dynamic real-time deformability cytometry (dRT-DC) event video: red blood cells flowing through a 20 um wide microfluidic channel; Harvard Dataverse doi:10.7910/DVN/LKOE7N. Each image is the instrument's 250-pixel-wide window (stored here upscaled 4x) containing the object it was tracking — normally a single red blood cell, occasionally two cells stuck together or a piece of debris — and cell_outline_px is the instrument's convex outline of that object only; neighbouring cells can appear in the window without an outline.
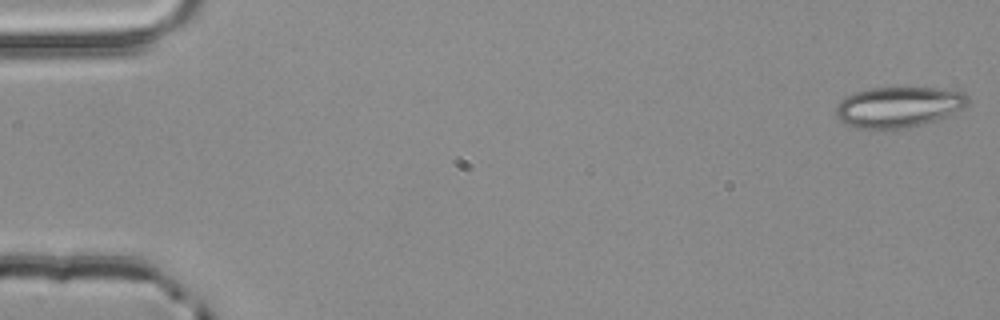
{"species": "common noctule bat (a hibernating species)", "species_latin": "Nyctalus noctula", "temperature_condition": "room temperature", "stored_images_in_passage": 4, "camera_frame_rate_fps": 3000, "um_per_image_px": 0.085, "animal": {"sex": "male", "body_mass_g": 20.4}, "frame": {"image": 1, "passage_image": 1, "time_ms": 0.0, "image_size_px": [1000, 320], "cell_outline_px": [[968, 104], [964, 108], [948, 116], [924, 124], [908, 128], [856, 128], [840, 120], [836, 116], [836, 108], [840, 100], [856, 92], [872, 88], [940, 88], [964, 92], [968, 96]], "centroid_in_image_um": [76.42, 9.09], "position_along_channel_um": 8.6, "area_um2": 31.15}}
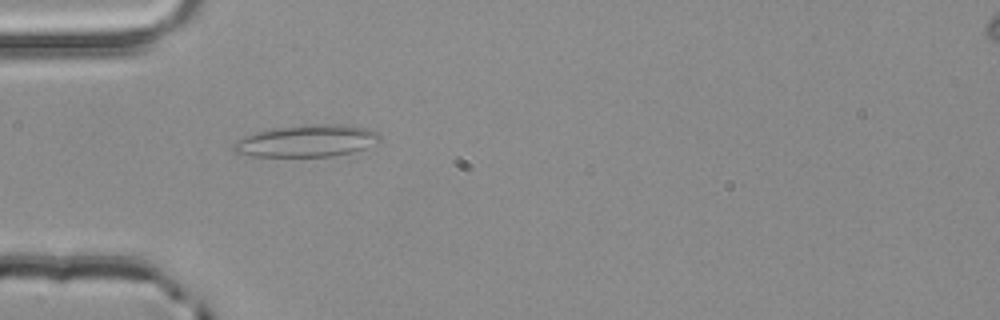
{"frame": {"image": 2, "passage_image": 4, "time_ms": 1.0, "image_size_px": [1000, 320], "cell_outline_px": [[380, 140], [364, 148], [352, 152], [332, 156], [252, 156], [236, 152], [232, 148], [232, 144], [236, 140], [244, 136], [256, 132], [276, 128], [316, 124], [348, 124], [364, 128], [376, 132], [380, 136]], "centroid_in_image_um": [26.06, 11.97], "position_along_channel_um": 58.9, "area_um2": 26.93}}